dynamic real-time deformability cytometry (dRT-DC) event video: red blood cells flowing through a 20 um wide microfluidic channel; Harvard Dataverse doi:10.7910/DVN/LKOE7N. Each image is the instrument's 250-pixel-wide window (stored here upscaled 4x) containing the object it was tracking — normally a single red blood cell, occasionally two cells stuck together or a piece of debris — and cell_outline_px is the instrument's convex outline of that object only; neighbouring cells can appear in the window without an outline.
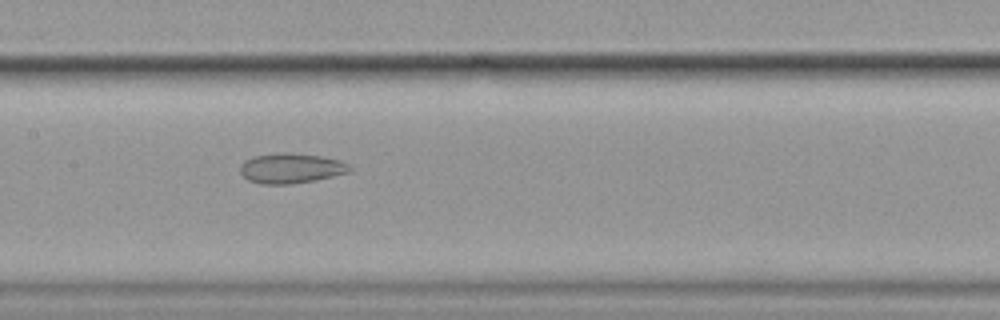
{"species": "common noctule bat (a hibernating species)", "species_latin": "Nyctalus noctula", "temperature_condition": "cold", "stored_images_in_passage": 8, "camera_frame_rate_fps": 3000, "um_per_image_px": 0.085, "animal": {"sex": "female", "body_mass_g": 19.9}, "frame": {"image": 1, "passage_image": 5, "time_ms": 1.333, "image_size_px": [1000, 320], "cell_outline_px": [[352, 172], [316, 180], [288, 184], [260, 184], [248, 180], [240, 172], [240, 164], [244, 160], [252, 156], [276, 152], [292, 152], [324, 156], [340, 160], [352, 164]], "centroid_in_image_um": [24.77, 14.28], "position_along_channel_um": 182.6, "area_um2": 19.77}}
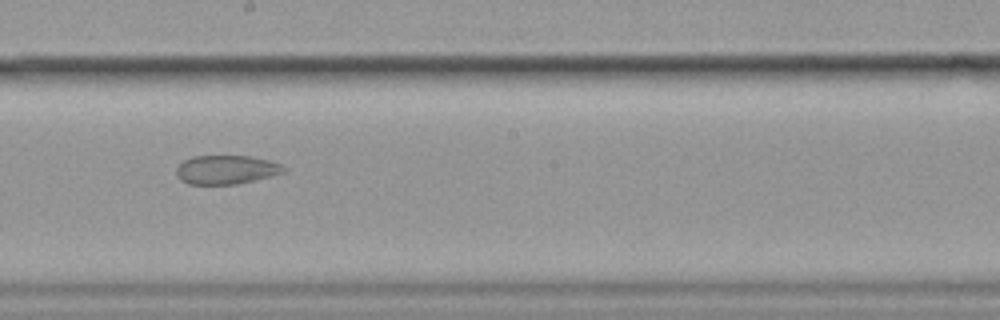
{"frame": {"image": 2, "passage_image": 6, "time_ms": 1.667, "image_size_px": [1000, 320], "cell_outline_px": [[288, 168], [284, 172], [272, 176], [236, 184], [188, 184], [180, 180], [176, 176], [176, 168], [184, 160], [192, 156], [248, 156], [268, 160], [280, 164]], "centroid_in_image_um": [19.22, 14.43], "position_along_channel_um": 229.0, "area_um2": 18.09}}